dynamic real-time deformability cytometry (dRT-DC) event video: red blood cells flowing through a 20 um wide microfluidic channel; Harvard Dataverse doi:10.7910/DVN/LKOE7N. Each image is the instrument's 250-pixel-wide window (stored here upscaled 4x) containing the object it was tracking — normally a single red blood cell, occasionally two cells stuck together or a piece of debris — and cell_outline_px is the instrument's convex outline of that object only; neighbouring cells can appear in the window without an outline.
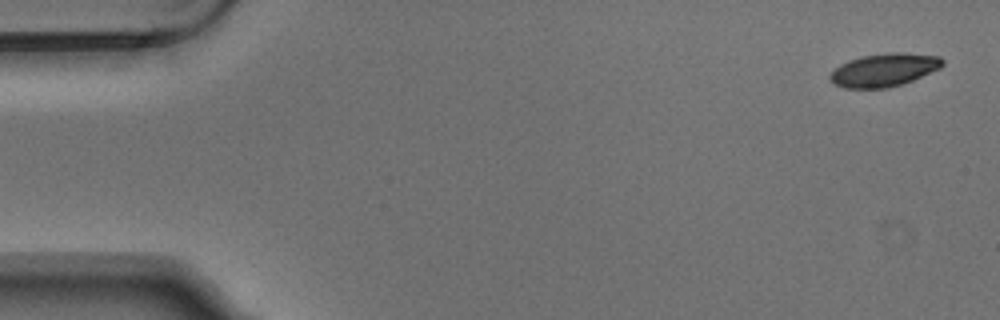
{"species": "Egyptian fruit bat (a non-hibernating species)", "species_latin": "Rousettus aegyptiacus", "temperature_condition": "warm", "stored_images_in_passage": 5, "camera_frame_rate_fps": 3000, "um_per_image_px": 0.085, "animal": {"sex": "male"}, "frame": {"image": 1, "passage_image": 1, "time_ms": 0.0, "image_size_px": [1000, 320], "cell_outline_px": [[944, 64], [940, 68], [904, 84], [888, 88], [844, 88], [832, 84], [828, 80], [828, 76], [840, 64], [848, 60], [860, 56], [888, 52], [904, 52], [940, 56], [944, 60]], "centroid_in_image_um": [75.13, 5.94], "position_along_channel_um": 9.9, "area_um2": 22.08}}
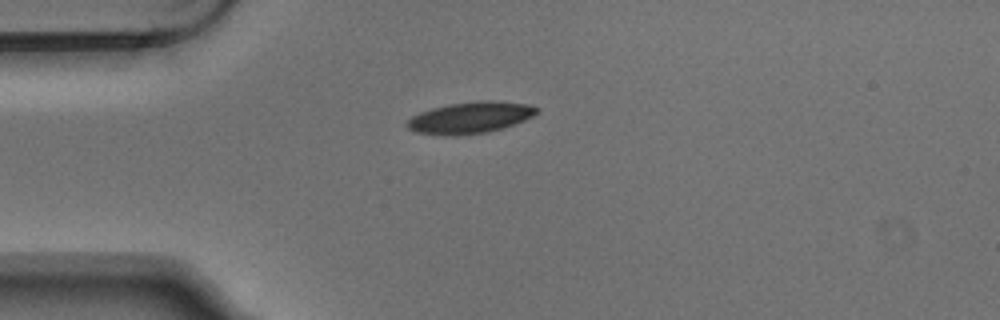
{"frame": {"image": 2, "passage_image": 4, "time_ms": 1.0, "image_size_px": [1000, 320], "cell_outline_px": [[536, 112], [532, 116], [524, 120], [488, 132], [456, 136], [452, 136], [416, 132], [408, 128], [404, 124], [412, 116], [420, 112], [432, 108], [448, 104], [480, 100], [492, 100], [524, 104], [536, 108]], "centroid_in_image_um": [39.89, 10.0], "position_along_channel_um": 45.1, "area_um2": 23.47}}